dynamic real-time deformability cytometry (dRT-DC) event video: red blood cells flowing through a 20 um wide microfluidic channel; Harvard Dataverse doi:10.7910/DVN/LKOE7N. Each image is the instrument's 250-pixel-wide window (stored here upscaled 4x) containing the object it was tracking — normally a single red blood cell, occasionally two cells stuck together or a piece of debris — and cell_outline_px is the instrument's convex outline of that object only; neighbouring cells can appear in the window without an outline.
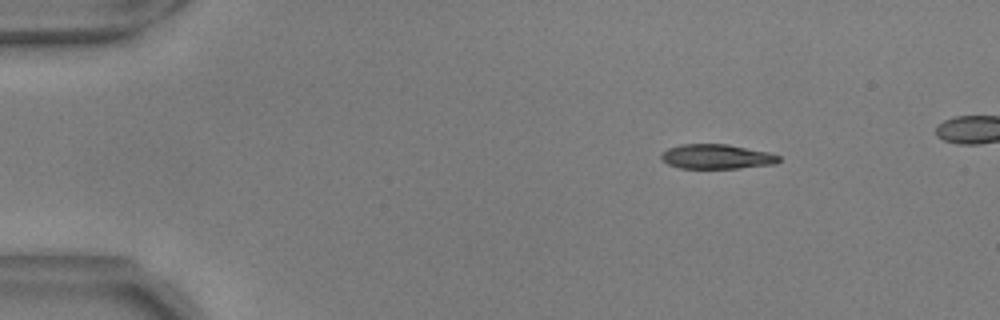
{"species": "common noctule bat (a hibernating species)", "species_latin": "Nyctalus noctula", "temperature_condition": "warm", "stored_images_in_passage": 45, "camera_frame_rate_fps": 3000, "um_per_image_px": 0.085, "animal": {"sex": "male", "body_mass_g": 17.9, "forearm_length_mm": 54.2}, "frame": {"image": 1, "passage_image": 1, "time_ms": 0.0, "image_size_px": [1000, 320], "cell_outline_px": [[780, 160], [776, 164], [740, 168], [680, 168], [668, 164], [660, 160], [660, 156], [668, 148], [680, 144], [728, 144], [768, 152], [780, 156]], "centroid_in_image_um": [60.91, 13.31], "position_along_channel_um": 24.1, "area_um2": 16.94}}
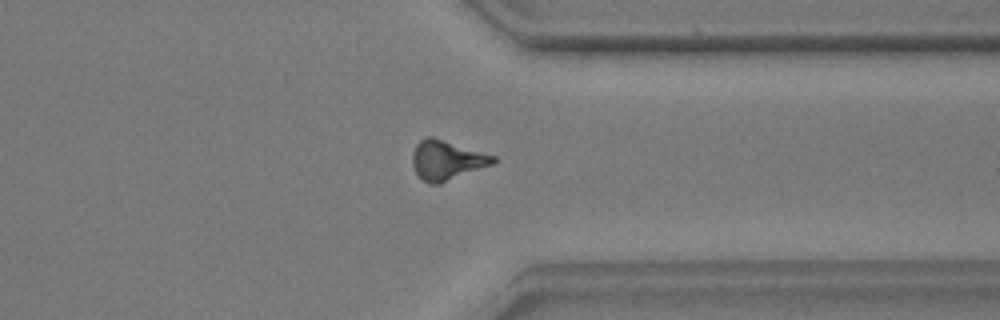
{"frame": {"image": 2, "passage_image": 36, "time_ms": 11.667, "image_size_px": [1000, 320], "cell_outline_px": [[496, 164], [440, 184], [428, 184], [416, 172], [412, 164], [412, 152], [416, 144], [420, 140], [428, 136], [432, 136], [496, 156]], "centroid_in_image_um": [38.0, 13.62], "position_along_channel_um": 373.4, "area_um2": 18.84}}
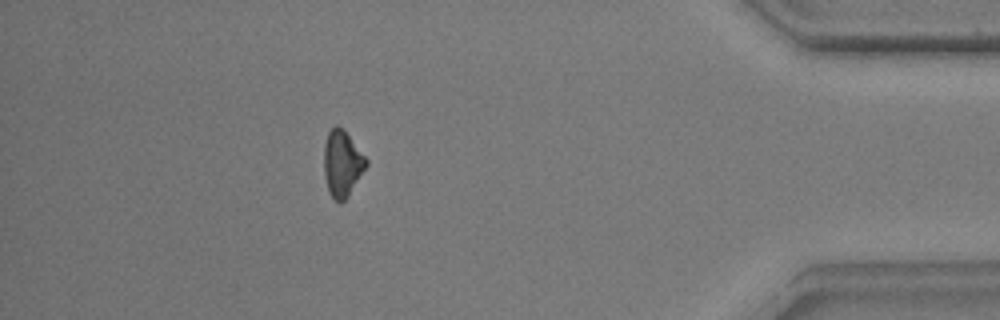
{"frame": {"image": 3, "passage_image": 42, "time_ms": 13.667, "image_size_px": [1000, 320], "cell_outline_px": [[368, 164], [348, 196], [340, 204], [328, 192], [324, 176], [324, 144], [328, 132], [336, 124], [344, 128], [368, 160]], "centroid_in_image_um": [29.08, 13.88], "position_along_channel_um": 406.1, "area_um2": 16.42}}